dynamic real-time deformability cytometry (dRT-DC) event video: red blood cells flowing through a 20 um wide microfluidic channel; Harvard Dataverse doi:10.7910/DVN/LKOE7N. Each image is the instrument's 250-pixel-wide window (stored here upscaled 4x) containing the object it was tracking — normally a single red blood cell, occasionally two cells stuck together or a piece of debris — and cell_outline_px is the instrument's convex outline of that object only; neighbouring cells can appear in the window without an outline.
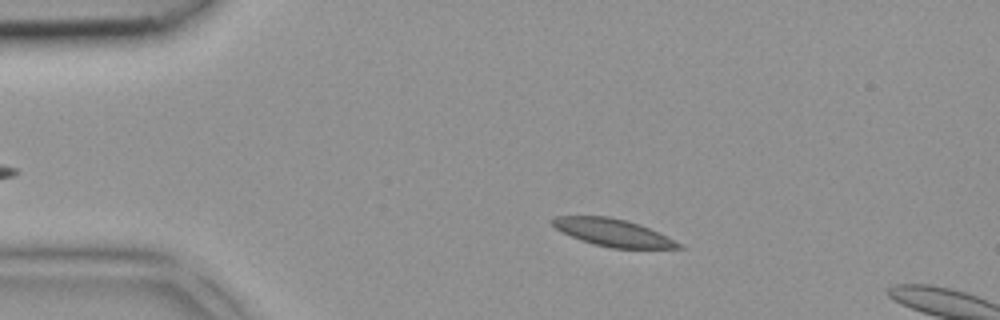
{"species": "common noctule bat (a hibernating species)", "species_latin": "Nyctalus noctula", "temperature_condition": "room temperature", "stored_images_in_passage": 3, "camera_frame_rate_fps": 3000, "um_per_image_px": 0.085, "animal": {"sex": "female", "body_mass_g": 18.4}, "frame": {"image": 1, "passage_image": 1, "time_ms": 0.0, "image_size_px": [1000, 320], "cell_outline_px": [[684, 248], [612, 248], [596, 244], [572, 236], [556, 228], [552, 224], [552, 220], [556, 216], [608, 216], [628, 220], [640, 224], [660, 232], [684, 244]], "centroid_in_image_um": [52.2, 19.76], "position_along_channel_um": 32.8, "area_um2": 20.0}}